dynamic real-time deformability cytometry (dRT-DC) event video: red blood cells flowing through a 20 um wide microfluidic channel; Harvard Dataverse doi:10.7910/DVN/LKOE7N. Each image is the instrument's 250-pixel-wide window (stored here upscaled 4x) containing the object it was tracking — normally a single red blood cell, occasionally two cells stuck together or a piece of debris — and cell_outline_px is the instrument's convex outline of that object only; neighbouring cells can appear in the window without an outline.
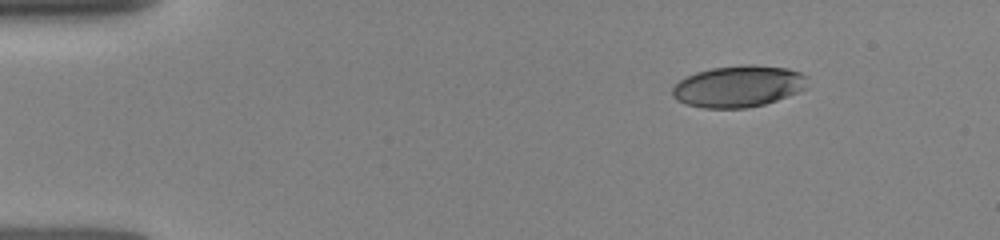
{"species": "human", "species_latin": "Homo sapiens", "temperature_condition": "room temperature", "stored_images_in_passage": 20, "camera_frame_rate_fps": 3000, "um_per_image_px": 0.085, "donor": {"sex": "female"}, "frame": {"image": 1, "passage_image": 1, "time_ms": 0.0, "image_size_px": [1000, 240], "cell_outline_px": [[808, 88], [776, 100], [764, 104], [748, 108], [704, 108], [684, 104], [676, 100], [672, 96], [672, 88], [680, 80], [696, 72], [712, 68], [744, 64], [752, 64], [788, 68], [800, 72], [808, 76]], "centroid_in_image_um": [62.78, 7.33], "position_along_channel_um": 22.2, "area_um2": 33.0}}
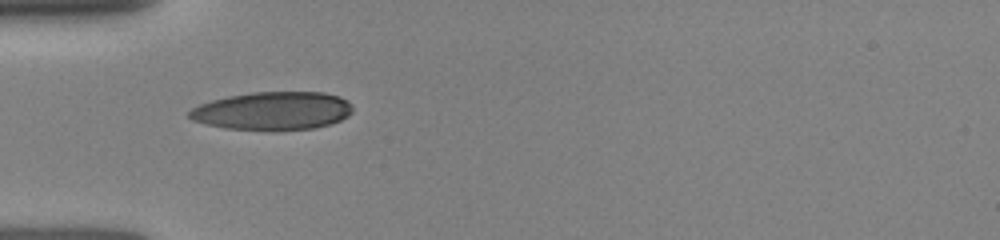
{"frame": {"image": 2, "passage_image": 15, "time_ms": 3.0, "image_size_px": [1000, 240], "cell_outline_px": [[352, 112], [348, 116], [332, 124], [312, 128], [224, 128], [192, 120], [188, 116], [188, 112], [192, 108], [200, 104], [212, 100], [228, 96], [252, 92], [324, 92], [340, 96], [348, 100], [352, 104]], "centroid_in_image_um": [23.22, 9.38], "position_along_channel_um": 61.8, "area_um2": 35.72}}
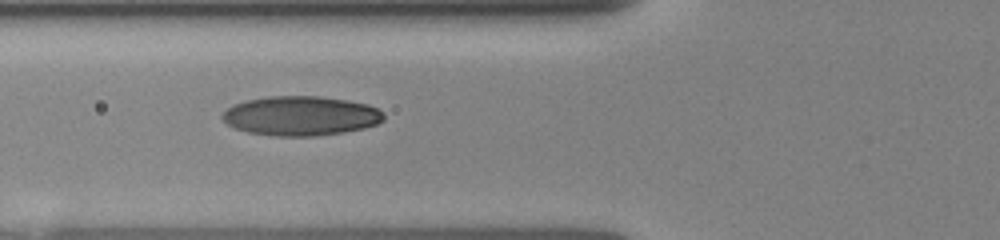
{"frame": {"image": 3, "passage_image": 19, "time_ms": 4.0, "image_size_px": [1000, 240], "cell_outline_px": [[384, 120], [376, 124], [364, 128], [344, 132], [312, 136], [272, 136], [248, 132], [236, 128], [228, 124], [220, 116], [232, 104], [248, 100], [272, 96], [320, 96], [368, 104], [384, 112]], "centroid_in_image_um": [25.57, 9.85], "position_along_channel_um": 100.2, "area_um2": 36.99}}